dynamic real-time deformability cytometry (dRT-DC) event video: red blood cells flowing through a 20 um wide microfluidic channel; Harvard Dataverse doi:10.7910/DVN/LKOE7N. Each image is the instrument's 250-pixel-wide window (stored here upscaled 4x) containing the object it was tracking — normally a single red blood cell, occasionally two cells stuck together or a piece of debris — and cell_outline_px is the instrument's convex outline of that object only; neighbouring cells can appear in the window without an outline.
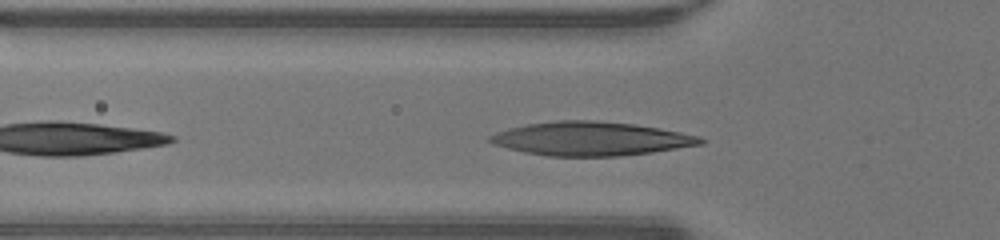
{"species": "human", "species_latin": "Homo sapiens", "temperature_condition": "warm", "stored_images_in_passage": 34, "camera_frame_rate_fps": 3000, "um_per_image_px": 0.085, "donor": {"sex": "male"}, "frame": {"image": 1, "passage_image": 4, "time_ms": 1.0, "image_size_px": [1000, 240], "cell_outline_px": [[704, 144], [652, 152], [616, 156], [548, 156], [524, 152], [492, 144], [488, 140], [488, 136], [496, 132], [508, 128], [528, 124], [556, 120], [592, 120], [636, 124], [660, 128], [700, 136], [704, 140]], "centroid_in_image_um": [50.22, 11.78], "position_along_channel_um": 75.6, "area_um2": 41.44}}
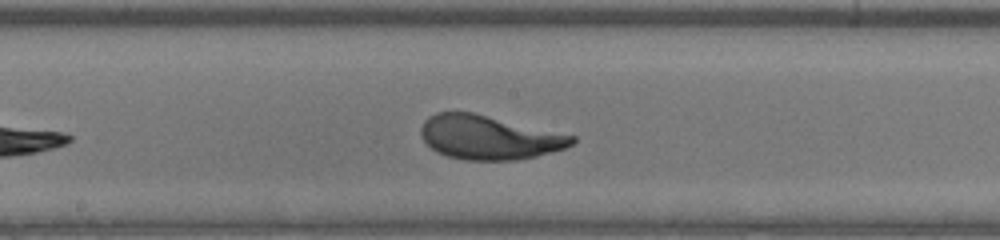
{"frame": {"image": 2, "passage_image": 13, "time_ms": 4.0, "image_size_px": [1000, 240], "cell_outline_px": [[576, 140], [572, 144], [564, 148], [536, 156], [516, 160], [464, 160], [448, 156], [436, 152], [420, 136], [420, 128], [424, 120], [428, 116], [436, 112], [472, 112], [576, 136]], "centroid_in_image_um": [41.53, 11.68], "position_along_channel_um": 206.7, "area_um2": 38.61}}
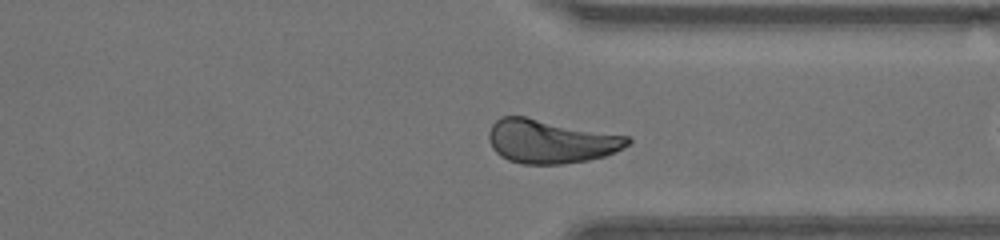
{"frame": {"image": 3, "passage_image": 21, "time_ms": 6.667, "image_size_px": [1000, 240], "cell_outline_px": [[632, 140], [624, 148], [604, 156], [588, 160], [560, 164], [524, 164], [508, 160], [500, 156], [492, 148], [488, 140], [488, 132], [492, 124], [500, 116], [524, 116], [632, 136]], "centroid_in_image_um": [46.81, 12.0], "position_along_channel_um": 364.6, "area_um2": 35.72}, "authors_computed_cell_mechanics": {"area_um2": 37.9746, "velocity_mm_per_s": 4.345, "shape_relaxation_time_tau1_ms": 2.9607, "shape_relaxation_time_tau2_ms": 0.6521, "deformation_change_tau1": 0.2239, "deformation_change_tau2": 0.0691}}